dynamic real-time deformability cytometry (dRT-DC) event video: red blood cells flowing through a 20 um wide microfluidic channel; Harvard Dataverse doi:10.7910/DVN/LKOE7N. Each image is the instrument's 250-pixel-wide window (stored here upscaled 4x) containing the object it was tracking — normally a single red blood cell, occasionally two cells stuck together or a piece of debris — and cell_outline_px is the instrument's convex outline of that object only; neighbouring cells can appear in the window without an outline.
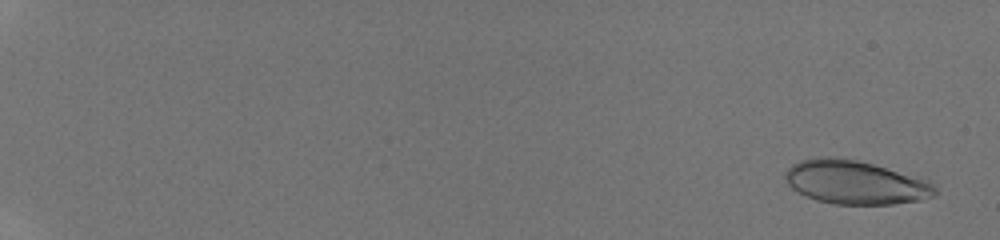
{"species": "human", "species_latin": "Homo sapiens", "temperature_condition": "room temperature", "stored_images_in_passage": 18, "camera_frame_rate_fps": 3000, "um_per_image_px": 0.085, "donor": {"sex": "male"}, "frame": {"image": 1, "passage_image": 3, "time_ms": 0.667, "image_size_px": [1000, 240], "cell_outline_px": [[936, 196], [920, 200], [892, 204], [832, 204], [816, 200], [792, 188], [788, 184], [784, 176], [784, 172], [792, 164], [800, 160], [820, 156], [836, 156], [856, 160], [872, 164], [928, 180], [936, 188]], "centroid_in_image_um": [72.68, 15.49], "position_along_channel_um": 12.3, "area_um2": 38.03}}
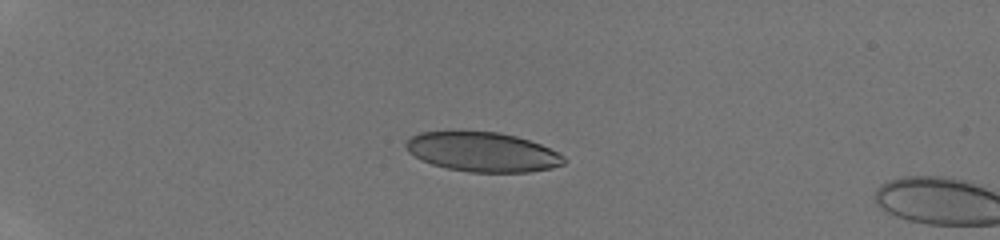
{"frame": {"image": 2, "passage_image": 15, "time_ms": 4.667, "image_size_px": [1000, 240], "cell_outline_px": [[568, 160], [564, 164], [552, 168], [528, 172], [468, 172], [448, 168], [432, 164], [420, 160], [408, 152], [404, 144], [412, 136], [420, 132], [500, 132], [516, 136], [540, 144], [564, 156]], "centroid_in_image_um": [41.02, 12.93], "position_along_channel_um": 44.0, "area_um2": 36.24}}